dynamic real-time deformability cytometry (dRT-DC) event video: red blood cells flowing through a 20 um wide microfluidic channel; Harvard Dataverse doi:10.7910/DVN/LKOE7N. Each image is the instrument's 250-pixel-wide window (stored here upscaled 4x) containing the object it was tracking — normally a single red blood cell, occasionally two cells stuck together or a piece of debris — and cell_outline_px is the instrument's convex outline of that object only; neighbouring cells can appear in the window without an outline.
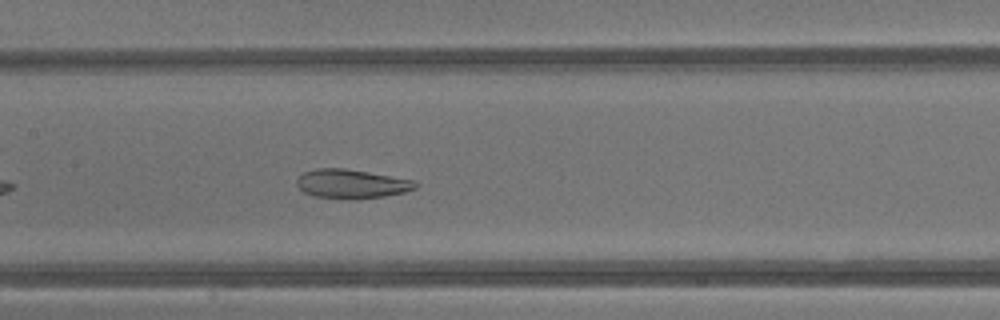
{"species": "common noctule bat (a hibernating species)", "species_latin": "Nyctalus noctula", "temperature_condition": "warm", "stored_images_in_passage": 25, "camera_frame_rate_fps": 3000, "um_per_image_px": 0.085, "animal": {"sex": "male", "body_mass_g": 13.3}, "frame": {"image": 1, "passage_image": 11, "time_ms": 3.333, "image_size_px": [1000, 320], "cell_outline_px": [[420, 184], [416, 188], [404, 192], [384, 196], [356, 200], [348, 200], [312, 196], [304, 192], [296, 184], [296, 180], [304, 172], [316, 168], [344, 168], [416, 180]], "centroid_in_image_um": [29.9, 15.64], "position_along_channel_um": 177.5, "area_um2": 20.4}, "authors_computed_cell_mechanics": {"area_um2": 20.808, "velocity_mm_per_s": 4.8862, "shape_relaxation_time_tau1_ms": 10.5283, "shape_relaxation_time_tau2_ms": 1.1495, "deformation_change_tau1": 0.2176, "deformation_change_tau2": 0.0751}}